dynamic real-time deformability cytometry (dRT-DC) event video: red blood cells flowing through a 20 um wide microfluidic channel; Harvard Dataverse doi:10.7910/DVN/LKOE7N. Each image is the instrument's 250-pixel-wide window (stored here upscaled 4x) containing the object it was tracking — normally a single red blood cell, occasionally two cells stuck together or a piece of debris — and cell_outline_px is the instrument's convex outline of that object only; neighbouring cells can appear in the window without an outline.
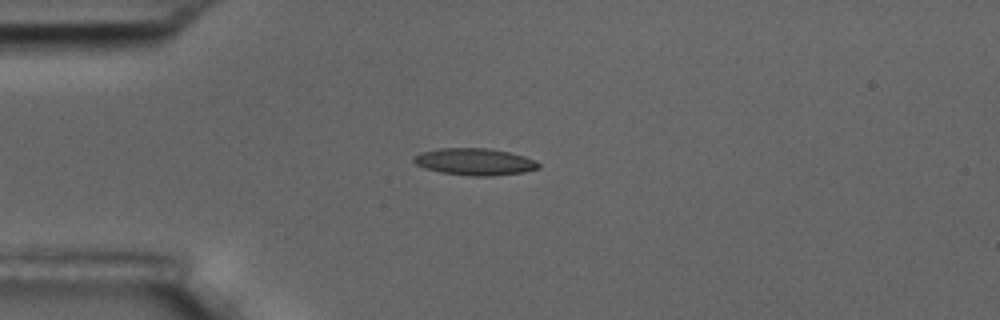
{"species": "common noctule bat (a hibernating species)", "species_latin": "Nyctalus noctula", "temperature_condition": "room temperature", "stored_images_in_passage": 2, "camera_frame_rate_fps": 3000, "um_per_image_px": 0.085, "animal": {"sex": "male", "body_mass_g": 17.5, "forearm_length_mm": 52.3}, "frame": {"image": 1, "passage_image": 1, "time_ms": 0.0, "image_size_px": [1000, 320], "cell_outline_px": [[540, 168], [524, 172], [492, 176], [472, 176], [440, 172], [416, 164], [412, 160], [416, 156], [424, 152], [440, 148], [488, 148], [508, 152], [524, 156], [536, 160], [540, 164]], "centroid_in_image_um": [40.42, 13.75], "position_along_channel_um": 44.6, "area_um2": 19.36}}